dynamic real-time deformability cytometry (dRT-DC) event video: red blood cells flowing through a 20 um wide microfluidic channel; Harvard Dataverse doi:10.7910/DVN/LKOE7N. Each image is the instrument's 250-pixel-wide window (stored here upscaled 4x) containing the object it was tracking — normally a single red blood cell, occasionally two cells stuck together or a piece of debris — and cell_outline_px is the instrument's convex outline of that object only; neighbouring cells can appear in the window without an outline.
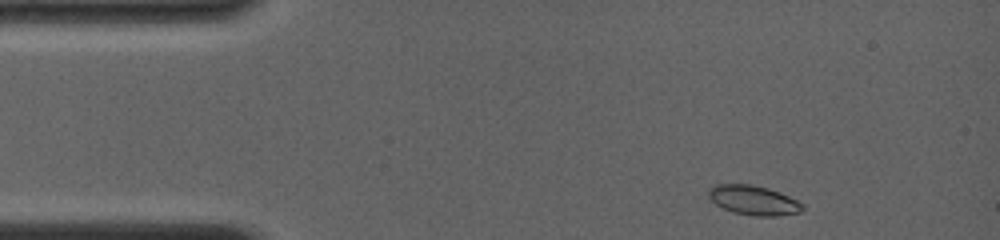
{"species": "common noctule bat (a hibernating species)", "species_latin": "Nyctalus noctula", "temperature_condition": "room temperature", "stored_images_in_passage": 3, "camera_frame_rate_fps": 4000, "um_per_image_px": 0.085, "animal": {"sex": "female", "body_mass_g": 19.0, "forearm_length_mm": 56.7}, "frame": {"image": 1, "passage_image": 1, "time_ms": 0.0, "image_size_px": [1000, 240], "cell_outline_px": [[804, 208], [800, 212], [776, 216], [756, 216], [732, 212], [716, 204], [708, 196], [708, 188], [716, 184], [752, 184], [768, 188], [780, 192], [804, 204]], "centroid_in_image_um": [64.05, 17.01], "position_along_channel_um": 21.0, "area_um2": 16.18}}